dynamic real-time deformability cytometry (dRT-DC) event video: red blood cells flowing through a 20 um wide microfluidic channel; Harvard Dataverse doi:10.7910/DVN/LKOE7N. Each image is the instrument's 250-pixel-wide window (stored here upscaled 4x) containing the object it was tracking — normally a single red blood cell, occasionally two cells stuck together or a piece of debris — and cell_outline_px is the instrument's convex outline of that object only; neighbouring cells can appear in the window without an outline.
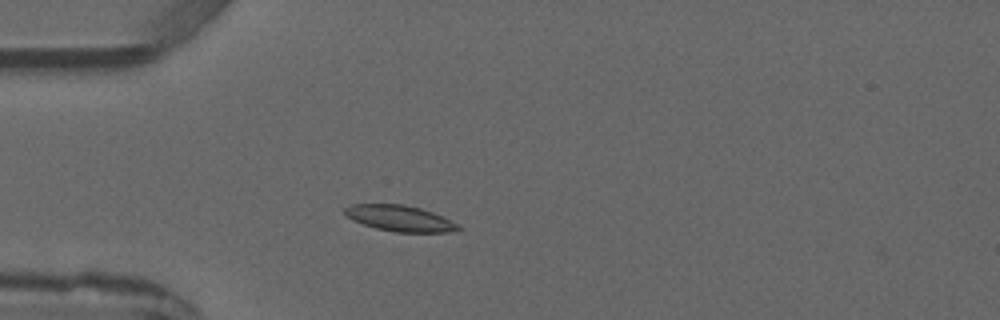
{"species": "common noctule bat (a hibernating species)", "species_latin": "Nyctalus noctula", "temperature_condition": "warm", "stored_images_in_passage": 3, "camera_frame_rate_fps": 3000, "um_per_image_px": 0.085, "animal": {"sex": "male", "forearm_length_mm": 52.5}, "frame": {"image": 1, "passage_image": 3, "time_ms": 2.333, "image_size_px": [1000, 320], "cell_outline_px": [[460, 228], [452, 232], [396, 232], [376, 228], [352, 220], [344, 212], [344, 208], [352, 204], [400, 204], [420, 208], [432, 212], [456, 224]], "centroid_in_image_um": [33.93, 18.55], "position_along_channel_um": 51.1, "area_um2": 16.76}}